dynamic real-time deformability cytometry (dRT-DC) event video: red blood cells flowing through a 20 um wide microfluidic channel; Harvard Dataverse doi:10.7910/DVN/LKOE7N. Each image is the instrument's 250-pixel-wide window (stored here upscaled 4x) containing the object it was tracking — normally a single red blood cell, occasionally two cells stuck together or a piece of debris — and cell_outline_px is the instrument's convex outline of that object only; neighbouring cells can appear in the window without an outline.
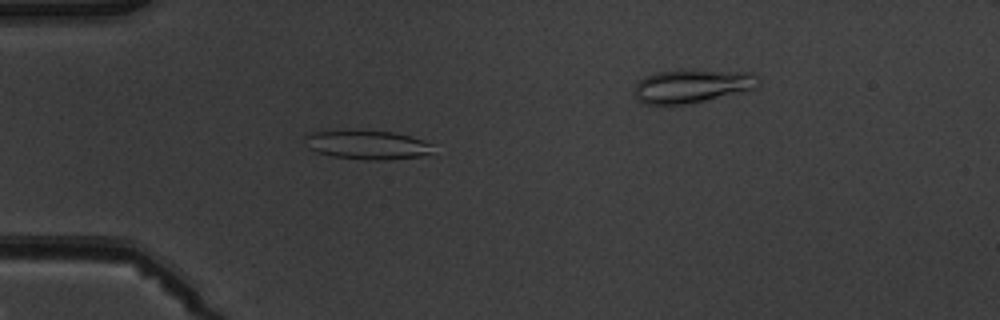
{"species": "common noctule bat (a hibernating species)", "species_latin": "Nyctalus noctula", "temperature_condition": "warm", "stored_images_in_passage": 6, "segment_of_instrument_passage": [1, 2], "camera_frame_rate_fps": 3000, "um_per_image_px": 0.085, "animal": {"sex": "male", "body_mass_g": 19.5, "forearm_length_mm": 54.6}, "frame": {"image": 1, "passage_image": 5, "time_ms": 4.667, "image_size_px": [1000, 320], "cell_outline_px": [[432, 152], [420, 156], [388, 160], [368, 160], [332, 156], [308, 148], [304, 140], [304, 132], [392, 132], [424, 140], [432, 144]], "centroid_in_image_um": [31.22, 12.33], "position_along_channel_um": 53.8, "area_um2": 21.04}}